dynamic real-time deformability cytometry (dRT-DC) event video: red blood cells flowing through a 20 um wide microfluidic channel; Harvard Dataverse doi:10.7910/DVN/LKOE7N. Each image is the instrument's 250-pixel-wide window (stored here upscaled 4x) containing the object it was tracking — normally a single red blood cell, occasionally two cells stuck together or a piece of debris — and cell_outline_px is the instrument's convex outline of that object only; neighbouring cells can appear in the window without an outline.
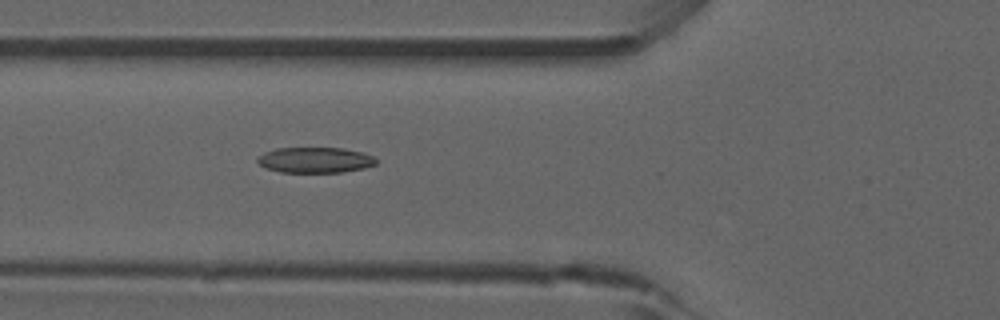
{"species": "common noctule bat (a hibernating species)", "species_latin": "Nyctalus noctula", "temperature_condition": "room temperature", "stored_images_in_passage": 40, "camera_frame_rate_fps": 3000, "um_per_image_px": 0.085, "animal": {"sex": "male", "forearm_length_mm": 52.5}, "frame": {"image": 1, "passage_image": 7, "time_ms": 2.0, "image_size_px": [1000, 320], "cell_outline_px": [[376, 164], [364, 168], [340, 172], [280, 172], [264, 168], [256, 160], [256, 156], [264, 152], [276, 148], [344, 148], [364, 152], [372, 156], [376, 160]], "centroid_in_image_um": [26.74, 13.59], "position_along_channel_um": 99.1, "area_um2": 17.8}, "authors_computed_cell_mechanics": {"area_um2": 17.8024, "velocity_mm_per_s": 3.9348, "shape_relaxation_time_tau1_ms": 9.8191, "shape_relaxation_time_tau2_ms": 2.8795, "deformation_change_tau1": 0.2393, "deformation_change_tau2": 0.0961}}